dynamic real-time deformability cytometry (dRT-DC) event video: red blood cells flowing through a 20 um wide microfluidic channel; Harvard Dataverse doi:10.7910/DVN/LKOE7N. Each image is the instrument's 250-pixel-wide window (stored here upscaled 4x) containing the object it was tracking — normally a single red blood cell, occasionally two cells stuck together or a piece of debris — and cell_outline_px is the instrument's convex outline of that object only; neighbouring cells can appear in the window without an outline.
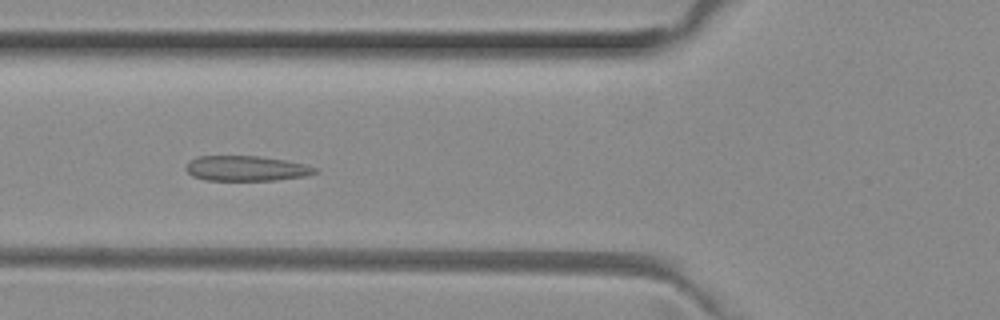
{"species": "common noctule bat (a hibernating species)", "species_latin": "Nyctalus noctula", "temperature_condition": "room temperature", "stored_images_in_passage": 48, "camera_frame_rate_fps": 3000, "um_per_image_px": 0.085, "animal": {"sex": "female", "body_mass_g": 29.2, "forearm_length_mm": 56.3}, "frame": {"image": 1, "passage_image": 18, "time_ms": 5.667, "image_size_px": [1000, 320], "cell_outline_px": [[320, 172], [308, 176], [276, 180], [204, 180], [192, 176], [184, 168], [188, 160], [196, 156], [260, 156], [288, 160], [320, 168]], "centroid_in_image_um": [20.97, 14.31], "position_along_channel_um": 104.8, "area_um2": 19.36}}
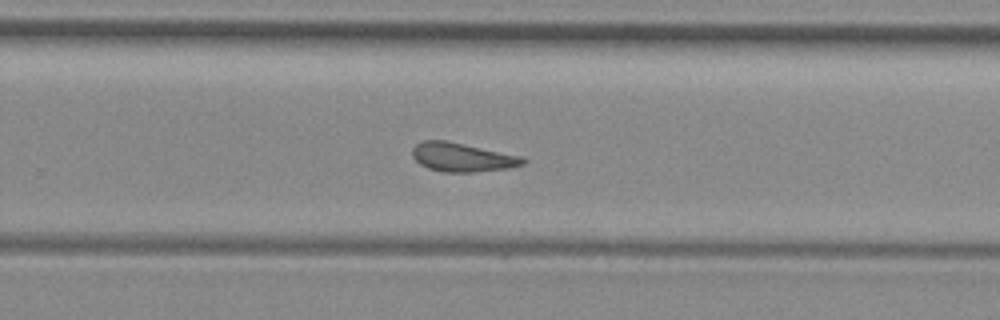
{"frame": {"image": 2, "passage_image": 32, "time_ms": 10.333, "image_size_px": [1000, 320], "cell_outline_px": [[528, 160], [524, 164], [508, 168], [476, 172], [444, 172], [428, 168], [420, 164], [412, 156], [412, 148], [416, 144], [424, 140], [444, 140], [524, 156]], "centroid_in_image_um": [39.32, 13.37], "position_along_channel_um": 290.5, "area_um2": 18.67}}
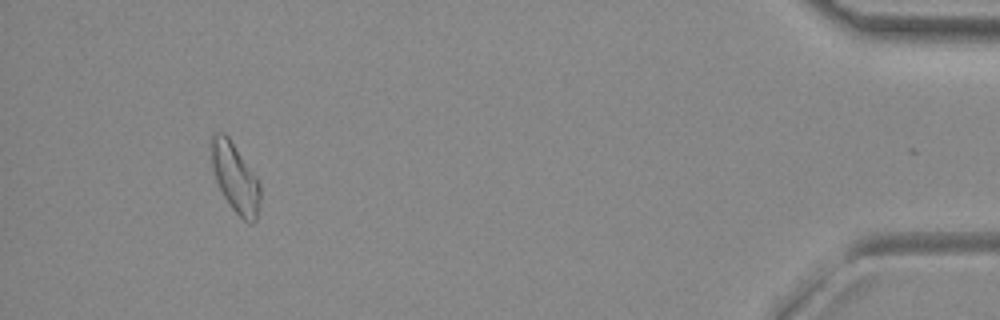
{"frame": {"image": 3, "passage_image": 47, "time_ms": 15.333, "image_size_px": [1000, 320], "cell_outline_px": [[260, 204], [256, 220], [252, 224], [244, 220], [232, 208], [224, 196], [216, 180], [212, 168], [212, 132], [224, 132], [228, 136], [256, 176], [260, 184]], "centroid_in_image_um": [20.01, 15.11], "position_along_channel_um": 415.2, "area_um2": 19.42}, "authors_computed_cell_mechanics": {"area_um2": 19.0162, "velocity_mm_per_s": 3.9846, "shape_relaxation_time_tau1_ms": null, "shape_relaxation_time_tau2_ms": 1.0273, "deformation_change_tau1": null, "deformation_change_tau2": 0.0729}}